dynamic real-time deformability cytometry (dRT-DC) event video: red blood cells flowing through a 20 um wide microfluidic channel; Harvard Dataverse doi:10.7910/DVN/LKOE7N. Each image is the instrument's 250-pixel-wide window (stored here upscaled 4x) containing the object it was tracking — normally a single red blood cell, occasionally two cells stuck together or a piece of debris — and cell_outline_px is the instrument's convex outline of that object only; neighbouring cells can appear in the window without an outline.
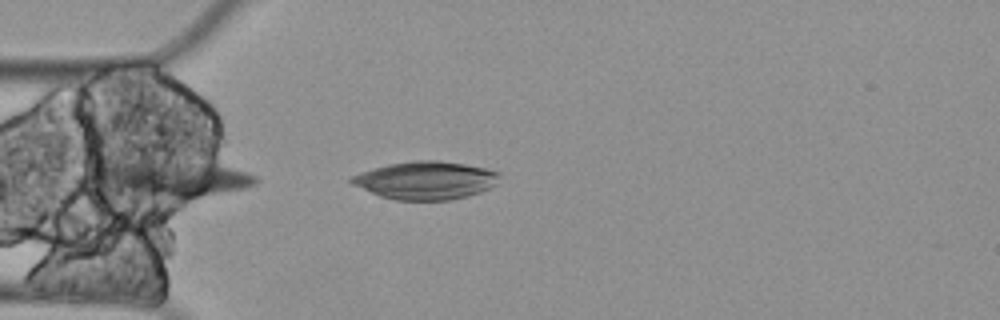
{"species": "Egyptian fruit bat (a non-hibernating species)", "species_latin": "Rousettus aegyptiacus", "temperature_condition": "cold", "stored_images_in_passage": 2, "camera_frame_rate_fps": 3000, "um_per_image_px": 0.085, "animal": {"sex": "female"}, "frame": {"image": 1, "passage_image": 2, "time_ms": 0.333, "image_size_px": [1000, 320], "cell_outline_px": [[500, 176], [496, 184], [480, 192], [468, 196], [452, 200], [396, 200], [380, 196], [352, 184], [348, 180], [352, 176], [360, 172], [388, 164], [412, 160], [440, 160], [488, 168], [500, 172]], "centroid_in_image_um": [36.2, 15.32], "position_along_channel_um": 48.8, "area_um2": 32.89}}